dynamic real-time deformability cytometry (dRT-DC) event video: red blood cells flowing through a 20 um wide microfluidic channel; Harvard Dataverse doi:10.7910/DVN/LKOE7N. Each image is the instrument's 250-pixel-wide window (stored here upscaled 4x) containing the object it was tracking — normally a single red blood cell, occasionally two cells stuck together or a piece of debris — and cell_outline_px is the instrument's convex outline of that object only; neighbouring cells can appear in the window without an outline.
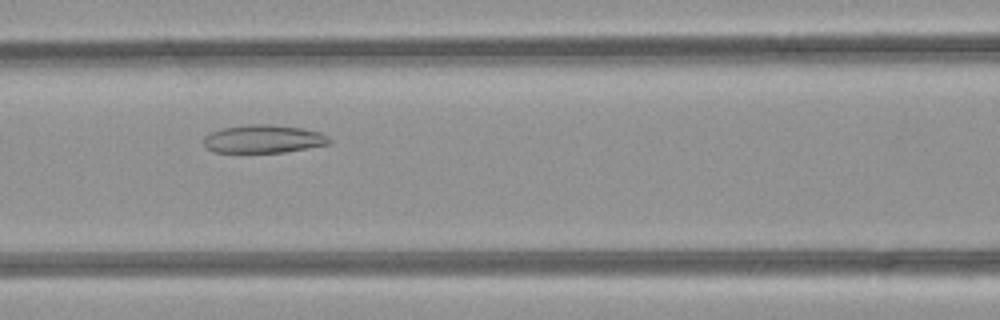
{"species": "common noctule bat (a hibernating species)", "species_latin": "Nyctalus noctula", "temperature_condition": "room temperature", "stored_images_in_passage": 39, "segment_of_instrument_passage": [1, 2], "camera_frame_rate_fps": 3000, "um_per_image_px": 0.085, "animal": {"sex": "female", "body_mass_g": 21.9}, "frame": {"image": 1, "passage_image": 12, "time_ms": 3.667, "image_size_px": [1000, 320], "cell_outline_px": [[332, 144], [284, 152], [212, 152], [204, 148], [204, 136], [212, 132], [224, 128], [248, 124], [272, 124], [304, 128], [320, 132], [328, 136], [332, 140]], "centroid_in_image_um": [22.43, 11.81], "position_along_channel_um": 144.2, "area_um2": 20.81}}
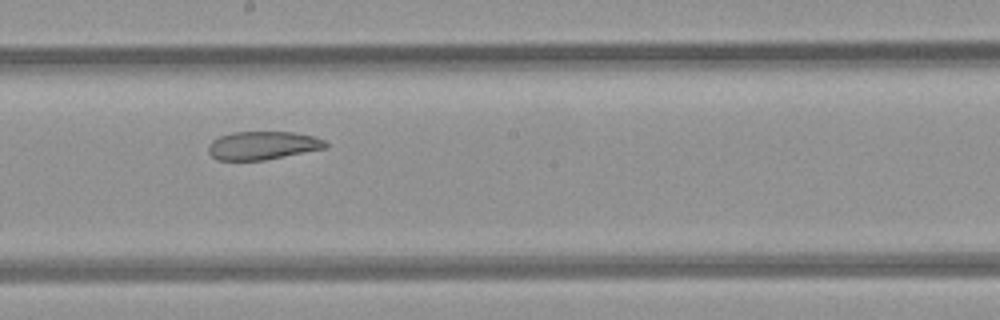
{"frame": {"image": 2, "passage_image": 18, "time_ms": 5.667, "image_size_px": [1000, 320], "cell_outline_px": [[328, 148], [264, 160], [216, 160], [208, 152], [208, 144], [212, 140], [220, 136], [232, 132], [292, 132], [312, 136], [324, 140], [328, 144]], "centroid_in_image_um": [22.32, 12.37], "position_along_channel_um": 225.9, "area_um2": 19.36}}
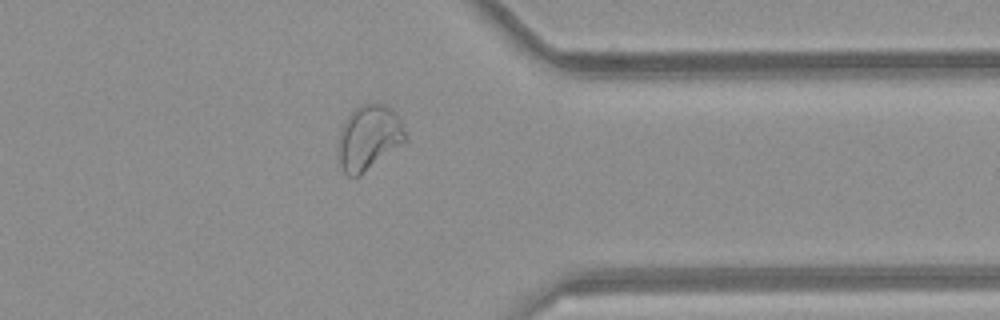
{"frame": {"image": 3, "passage_image": 30, "time_ms": 9.667, "image_size_px": [1000, 320], "cell_outline_px": [[408, 140], [360, 176], [348, 176], [344, 172], [340, 164], [336, 148], [340, 132], [344, 120], [360, 104], [384, 104], [392, 108], [400, 120]], "centroid_in_image_um": [31.33, 11.71], "position_along_channel_um": 380.1, "area_um2": 25.55}}